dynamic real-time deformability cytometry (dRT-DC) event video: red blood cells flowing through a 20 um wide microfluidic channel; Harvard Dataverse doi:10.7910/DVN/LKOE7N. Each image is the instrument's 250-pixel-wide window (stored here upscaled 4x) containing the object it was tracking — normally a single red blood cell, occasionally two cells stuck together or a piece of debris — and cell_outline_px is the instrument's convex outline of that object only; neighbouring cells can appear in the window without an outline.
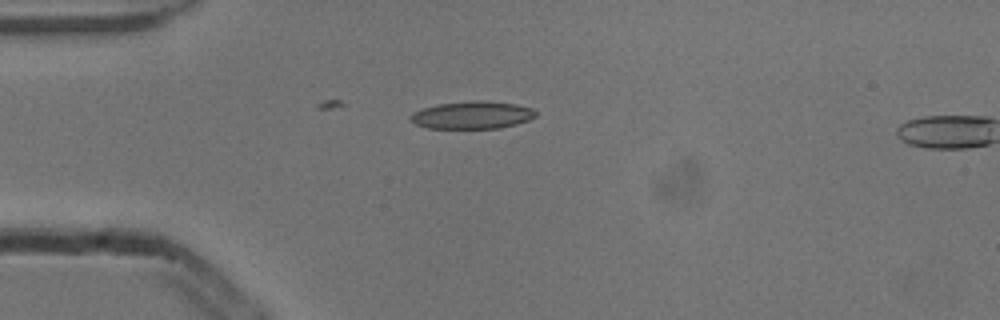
{"species": "common noctule bat (a hibernating species)", "species_latin": "Nyctalus noctula", "temperature_condition": "cold", "stored_images_in_passage": 4, "camera_frame_rate_fps": 3000, "um_per_image_px": 0.085, "animal": {"sex": "male", "body_mass_g": 13.3}, "frame": {"image": 1, "passage_image": 4, "time_ms": 1.0, "image_size_px": [1000, 320], "cell_outline_px": [[536, 116], [528, 120], [516, 124], [500, 128], [428, 128], [416, 124], [408, 120], [412, 112], [436, 104], [472, 100], [484, 100], [516, 104], [532, 108], [536, 112]], "centroid_in_image_um": [40.12, 9.77], "position_along_channel_um": 44.9, "area_um2": 20.23}}